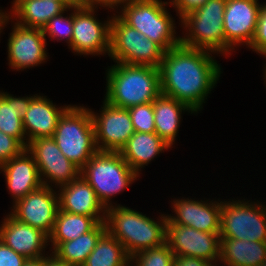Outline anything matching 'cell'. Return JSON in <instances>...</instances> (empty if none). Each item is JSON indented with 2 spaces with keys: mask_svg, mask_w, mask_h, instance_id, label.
<instances>
[{
  "mask_svg": "<svg viewBox=\"0 0 266 266\" xmlns=\"http://www.w3.org/2000/svg\"><path fill=\"white\" fill-rule=\"evenodd\" d=\"M211 53L181 44L166 51L159 67L161 94L200 111L221 73Z\"/></svg>",
  "mask_w": 266,
  "mask_h": 266,
  "instance_id": "6da1fadb",
  "label": "cell"
},
{
  "mask_svg": "<svg viewBox=\"0 0 266 266\" xmlns=\"http://www.w3.org/2000/svg\"><path fill=\"white\" fill-rule=\"evenodd\" d=\"M106 231L118 239L131 257L166 243L167 216L155 221L131 208L115 204L106 208Z\"/></svg>",
  "mask_w": 266,
  "mask_h": 266,
  "instance_id": "7a4b0ae2",
  "label": "cell"
},
{
  "mask_svg": "<svg viewBox=\"0 0 266 266\" xmlns=\"http://www.w3.org/2000/svg\"><path fill=\"white\" fill-rule=\"evenodd\" d=\"M105 101L120 108L151 103L161 94L159 68L117 63L107 71Z\"/></svg>",
  "mask_w": 266,
  "mask_h": 266,
  "instance_id": "3957f363",
  "label": "cell"
},
{
  "mask_svg": "<svg viewBox=\"0 0 266 266\" xmlns=\"http://www.w3.org/2000/svg\"><path fill=\"white\" fill-rule=\"evenodd\" d=\"M52 139L80 169L99 151L89 108L71 105L60 117Z\"/></svg>",
  "mask_w": 266,
  "mask_h": 266,
  "instance_id": "277c9868",
  "label": "cell"
},
{
  "mask_svg": "<svg viewBox=\"0 0 266 266\" xmlns=\"http://www.w3.org/2000/svg\"><path fill=\"white\" fill-rule=\"evenodd\" d=\"M80 175L95 191L105 208L111 207V197L124 191L139 175L119 152L98 151L82 168Z\"/></svg>",
  "mask_w": 266,
  "mask_h": 266,
  "instance_id": "5b68a950",
  "label": "cell"
},
{
  "mask_svg": "<svg viewBox=\"0 0 266 266\" xmlns=\"http://www.w3.org/2000/svg\"><path fill=\"white\" fill-rule=\"evenodd\" d=\"M226 1L207 0L204 5L182 16L181 24L189 33L181 37V45L223 55L225 53L223 21Z\"/></svg>",
  "mask_w": 266,
  "mask_h": 266,
  "instance_id": "8992f818",
  "label": "cell"
},
{
  "mask_svg": "<svg viewBox=\"0 0 266 266\" xmlns=\"http://www.w3.org/2000/svg\"><path fill=\"white\" fill-rule=\"evenodd\" d=\"M161 0H139L122 8L118 16L129 26L143 33L165 52L181 44L176 37L175 22ZM174 22V23H173Z\"/></svg>",
  "mask_w": 266,
  "mask_h": 266,
  "instance_id": "52a82bcc",
  "label": "cell"
},
{
  "mask_svg": "<svg viewBox=\"0 0 266 266\" xmlns=\"http://www.w3.org/2000/svg\"><path fill=\"white\" fill-rule=\"evenodd\" d=\"M164 53L158 44L127 25L118 15L112 17L108 56L114 62L159 68Z\"/></svg>",
  "mask_w": 266,
  "mask_h": 266,
  "instance_id": "ba28073f",
  "label": "cell"
},
{
  "mask_svg": "<svg viewBox=\"0 0 266 266\" xmlns=\"http://www.w3.org/2000/svg\"><path fill=\"white\" fill-rule=\"evenodd\" d=\"M249 202L221 201L220 238L266 242V205Z\"/></svg>",
  "mask_w": 266,
  "mask_h": 266,
  "instance_id": "9c48e42d",
  "label": "cell"
},
{
  "mask_svg": "<svg viewBox=\"0 0 266 266\" xmlns=\"http://www.w3.org/2000/svg\"><path fill=\"white\" fill-rule=\"evenodd\" d=\"M96 7L80 0L73 10V34L69 47L80 55H101L110 51L112 18L104 24L95 17Z\"/></svg>",
  "mask_w": 266,
  "mask_h": 266,
  "instance_id": "30bf717a",
  "label": "cell"
},
{
  "mask_svg": "<svg viewBox=\"0 0 266 266\" xmlns=\"http://www.w3.org/2000/svg\"><path fill=\"white\" fill-rule=\"evenodd\" d=\"M26 149L34 157L44 186L61 187L80 176L81 169L63 155L52 137L36 138Z\"/></svg>",
  "mask_w": 266,
  "mask_h": 266,
  "instance_id": "8fae6325",
  "label": "cell"
},
{
  "mask_svg": "<svg viewBox=\"0 0 266 266\" xmlns=\"http://www.w3.org/2000/svg\"><path fill=\"white\" fill-rule=\"evenodd\" d=\"M166 243L174 256L202 258L213 263L220 259V235L174 224L167 218Z\"/></svg>",
  "mask_w": 266,
  "mask_h": 266,
  "instance_id": "7c38bea8",
  "label": "cell"
},
{
  "mask_svg": "<svg viewBox=\"0 0 266 266\" xmlns=\"http://www.w3.org/2000/svg\"><path fill=\"white\" fill-rule=\"evenodd\" d=\"M100 115L90 110L99 151L120 152L135 133L127 108L116 107L104 100Z\"/></svg>",
  "mask_w": 266,
  "mask_h": 266,
  "instance_id": "4fadbf2b",
  "label": "cell"
},
{
  "mask_svg": "<svg viewBox=\"0 0 266 266\" xmlns=\"http://www.w3.org/2000/svg\"><path fill=\"white\" fill-rule=\"evenodd\" d=\"M59 209V196L52 187L42 185L28 193L13 204L11 215L20 222L26 223L51 235Z\"/></svg>",
  "mask_w": 266,
  "mask_h": 266,
  "instance_id": "5bb4252c",
  "label": "cell"
},
{
  "mask_svg": "<svg viewBox=\"0 0 266 266\" xmlns=\"http://www.w3.org/2000/svg\"><path fill=\"white\" fill-rule=\"evenodd\" d=\"M258 0H227L225 4L223 30L225 54L240 44L250 45L258 22L262 4Z\"/></svg>",
  "mask_w": 266,
  "mask_h": 266,
  "instance_id": "9a60e30c",
  "label": "cell"
},
{
  "mask_svg": "<svg viewBox=\"0 0 266 266\" xmlns=\"http://www.w3.org/2000/svg\"><path fill=\"white\" fill-rule=\"evenodd\" d=\"M14 24L7 45L11 69L19 71L44 63L47 59V43L43 29Z\"/></svg>",
  "mask_w": 266,
  "mask_h": 266,
  "instance_id": "2e32d148",
  "label": "cell"
},
{
  "mask_svg": "<svg viewBox=\"0 0 266 266\" xmlns=\"http://www.w3.org/2000/svg\"><path fill=\"white\" fill-rule=\"evenodd\" d=\"M0 240L27 259H38L46 257L43 250L48 245L49 237L8 214L0 226Z\"/></svg>",
  "mask_w": 266,
  "mask_h": 266,
  "instance_id": "e0dca14e",
  "label": "cell"
},
{
  "mask_svg": "<svg viewBox=\"0 0 266 266\" xmlns=\"http://www.w3.org/2000/svg\"><path fill=\"white\" fill-rule=\"evenodd\" d=\"M172 205L175 216L167 215L172 223L208 233L220 232L221 202L207 203L186 198L175 199Z\"/></svg>",
  "mask_w": 266,
  "mask_h": 266,
  "instance_id": "ac0fdd59",
  "label": "cell"
},
{
  "mask_svg": "<svg viewBox=\"0 0 266 266\" xmlns=\"http://www.w3.org/2000/svg\"><path fill=\"white\" fill-rule=\"evenodd\" d=\"M59 191L57 192L61 211L90 216L99 223L105 222L106 208L99 201L93 188L81 175L70 183L59 187Z\"/></svg>",
  "mask_w": 266,
  "mask_h": 266,
  "instance_id": "d6986e66",
  "label": "cell"
},
{
  "mask_svg": "<svg viewBox=\"0 0 266 266\" xmlns=\"http://www.w3.org/2000/svg\"><path fill=\"white\" fill-rule=\"evenodd\" d=\"M4 172L7 189L14 203L42 186L34 157L25 149L17 157L0 165Z\"/></svg>",
  "mask_w": 266,
  "mask_h": 266,
  "instance_id": "ffe728a7",
  "label": "cell"
},
{
  "mask_svg": "<svg viewBox=\"0 0 266 266\" xmlns=\"http://www.w3.org/2000/svg\"><path fill=\"white\" fill-rule=\"evenodd\" d=\"M35 95L22 119L27 145L36 138L52 137L60 117L71 106L59 108L50 99Z\"/></svg>",
  "mask_w": 266,
  "mask_h": 266,
  "instance_id": "44dd1931",
  "label": "cell"
},
{
  "mask_svg": "<svg viewBox=\"0 0 266 266\" xmlns=\"http://www.w3.org/2000/svg\"><path fill=\"white\" fill-rule=\"evenodd\" d=\"M13 2L9 17L11 19L12 16L16 17L13 20L21 26L38 29H43L53 17L65 13L78 3L55 0H14Z\"/></svg>",
  "mask_w": 266,
  "mask_h": 266,
  "instance_id": "7402d4cb",
  "label": "cell"
},
{
  "mask_svg": "<svg viewBox=\"0 0 266 266\" xmlns=\"http://www.w3.org/2000/svg\"><path fill=\"white\" fill-rule=\"evenodd\" d=\"M171 148L155 132L141 133L135 132L124 147L120 154L127 164L139 175L142 167H145L157 155ZM145 165V166H144Z\"/></svg>",
  "mask_w": 266,
  "mask_h": 266,
  "instance_id": "603a6c76",
  "label": "cell"
},
{
  "mask_svg": "<svg viewBox=\"0 0 266 266\" xmlns=\"http://www.w3.org/2000/svg\"><path fill=\"white\" fill-rule=\"evenodd\" d=\"M155 133L164 140L170 147L173 145L178 128L180 127V119L182 111L195 113L185 103L176 99L160 94L153 101Z\"/></svg>",
  "mask_w": 266,
  "mask_h": 266,
  "instance_id": "cb8c5ba5",
  "label": "cell"
},
{
  "mask_svg": "<svg viewBox=\"0 0 266 266\" xmlns=\"http://www.w3.org/2000/svg\"><path fill=\"white\" fill-rule=\"evenodd\" d=\"M266 259V242L220 238L219 262L225 266H260Z\"/></svg>",
  "mask_w": 266,
  "mask_h": 266,
  "instance_id": "d4e9b609",
  "label": "cell"
},
{
  "mask_svg": "<svg viewBox=\"0 0 266 266\" xmlns=\"http://www.w3.org/2000/svg\"><path fill=\"white\" fill-rule=\"evenodd\" d=\"M33 97L18 98L0 91V131L18 139L25 147L27 138L22 119Z\"/></svg>",
  "mask_w": 266,
  "mask_h": 266,
  "instance_id": "484cf974",
  "label": "cell"
},
{
  "mask_svg": "<svg viewBox=\"0 0 266 266\" xmlns=\"http://www.w3.org/2000/svg\"><path fill=\"white\" fill-rule=\"evenodd\" d=\"M105 232V222L98 223L90 232L74 240L57 244L53 249L51 248V254L70 266H83L97 241Z\"/></svg>",
  "mask_w": 266,
  "mask_h": 266,
  "instance_id": "4316f807",
  "label": "cell"
},
{
  "mask_svg": "<svg viewBox=\"0 0 266 266\" xmlns=\"http://www.w3.org/2000/svg\"><path fill=\"white\" fill-rule=\"evenodd\" d=\"M99 222L90 216L72 214L58 209L55 224L49 241L53 248L62 242L74 240L90 232Z\"/></svg>",
  "mask_w": 266,
  "mask_h": 266,
  "instance_id": "83f0119b",
  "label": "cell"
},
{
  "mask_svg": "<svg viewBox=\"0 0 266 266\" xmlns=\"http://www.w3.org/2000/svg\"><path fill=\"white\" fill-rule=\"evenodd\" d=\"M130 256L118 239L107 231L97 241L83 266H130Z\"/></svg>",
  "mask_w": 266,
  "mask_h": 266,
  "instance_id": "f1b7e54d",
  "label": "cell"
},
{
  "mask_svg": "<svg viewBox=\"0 0 266 266\" xmlns=\"http://www.w3.org/2000/svg\"><path fill=\"white\" fill-rule=\"evenodd\" d=\"M175 256L167 243L160 247L139 251L130 257V266H172Z\"/></svg>",
  "mask_w": 266,
  "mask_h": 266,
  "instance_id": "f546056e",
  "label": "cell"
},
{
  "mask_svg": "<svg viewBox=\"0 0 266 266\" xmlns=\"http://www.w3.org/2000/svg\"><path fill=\"white\" fill-rule=\"evenodd\" d=\"M135 132H155L153 102L128 108Z\"/></svg>",
  "mask_w": 266,
  "mask_h": 266,
  "instance_id": "4dcf8cb0",
  "label": "cell"
},
{
  "mask_svg": "<svg viewBox=\"0 0 266 266\" xmlns=\"http://www.w3.org/2000/svg\"><path fill=\"white\" fill-rule=\"evenodd\" d=\"M43 33L53 39L63 40L65 38L68 46L72 42L73 34V12L69 17H63L62 14L53 17L43 28Z\"/></svg>",
  "mask_w": 266,
  "mask_h": 266,
  "instance_id": "1f68e13d",
  "label": "cell"
},
{
  "mask_svg": "<svg viewBox=\"0 0 266 266\" xmlns=\"http://www.w3.org/2000/svg\"><path fill=\"white\" fill-rule=\"evenodd\" d=\"M26 147L16 138L0 131V165L20 155Z\"/></svg>",
  "mask_w": 266,
  "mask_h": 266,
  "instance_id": "d6a6232c",
  "label": "cell"
},
{
  "mask_svg": "<svg viewBox=\"0 0 266 266\" xmlns=\"http://www.w3.org/2000/svg\"><path fill=\"white\" fill-rule=\"evenodd\" d=\"M263 5L259 12L254 37L248 47L266 57V4Z\"/></svg>",
  "mask_w": 266,
  "mask_h": 266,
  "instance_id": "836d02e7",
  "label": "cell"
},
{
  "mask_svg": "<svg viewBox=\"0 0 266 266\" xmlns=\"http://www.w3.org/2000/svg\"><path fill=\"white\" fill-rule=\"evenodd\" d=\"M28 259L0 240V266H24Z\"/></svg>",
  "mask_w": 266,
  "mask_h": 266,
  "instance_id": "e575fe53",
  "label": "cell"
},
{
  "mask_svg": "<svg viewBox=\"0 0 266 266\" xmlns=\"http://www.w3.org/2000/svg\"><path fill=\"white\" fill-rule=\"evenodd\" d=\"M206 1L207 0H170L169 4L176 8L175 10L179 14V18H181L186 13L204 5Z\"/></svg>",
  "mask_w": 266,
  "mask_h": 266,
  "instance_id": "d590c367",
  "label": "cell"
},
{
  "mask_svg": "<svg viewBox=\"0 0 266 266\" xmlns=\"http://www.w3.org/2000/svg\"><path fill=\"white\" fill-rule=\"evenodd\" d=\"M172 266H215V265L202 258L175 256Z\"/></svg>",
  "mask_w": 266,
  "mask_h": 266,
  "instance_id": "8d00e7d4",
  "label": "cell"
},
{
  "mask_svg": "<svg viewBox=\"0 0 266 266\" xmlns=\"http://www.w3.org/2000/svg\"><path fill=\"white\" fill-rule=\"evenodd\" d=\"M90 5H93L97 8L98 5L101 7H106L110 9H114L116 6L118 8L119 5H123L122 7H125L126 5H129L131 3H134L139 0H86Z\"/></svg>",
  "mask_w": 266,
  "mask_h": 266,
  "instance_id": "74e56055",
  "label": "cell"
},
{
  "mask_svg": "<svg viewBox=\"0 0 266 266\" xmlns=\"http://www.w3.org/2000/svg\"><path fill=\"white\" fill-rule=\"evenodd\" d=\"M45 266H70L69 264L58 260L53 254L45 257Z\"/></svg>",
  "mask_w": 266,
  "mask_h": 266,
  "instance_id": "f35d334b",
  "label": "cell"
},
{
  "mask_svg": "<svg viewBox=\"0 0 266 266\" xmlns=\"http://www.w3.org/2000/svg\"><path fill=\"white\" fill-rule=\"evenodd\" d=\"M24 266H45V257L38 259H28Z\"/></svg>",
  "mask_w": 266,
  "mask_h": 266,
  "instance_id": "ab89813d",
  "label": "cell"
},
{
  "mask_svg": "<svg viewBox=\"0 0 266 266\" xmlns=\"http://www.w3.org/2000/svg\"><path fill=\"white\" fill-rule=\"evenodd\" d=\"M9 13H4L2 12V10H0V33H1V29H4V25L6 26V23L9 22Z\"/></svg>",
  "mask_w": 266,
  "mask_h": 266,
  "instance_id": "60d3db41",
  "label": "cell"
},
{
  "mask_svg": "<svg viewBox=\"0 0 266 266\" xmlns=\"http://www.w3.org/2000/svg\"><path fill=\"white\" fill-rule=\"evenodd\" d=\"M60 2H79L80 0H55Z\"/></svg>",
  "mask_w": 266,
  "mask_h": 266,
  "instance_id": "b9f144b4",
  "label": "cell"
},
{
  "mask_svg": "<svg viewBox=\"0 0 266 266\" xmlns=\"http://www.w3.org/2000/svg\"><path fill=\"white\" fill-rule=\"evenodd\" d=\"M260 266H266V259L263 261V263Z\"/></svg>",
  "mask_w": 266,
  "mask_h": 266,
  "instance_id": "7bdbcfd3",
  "label": "cell"
}]
</instances>
